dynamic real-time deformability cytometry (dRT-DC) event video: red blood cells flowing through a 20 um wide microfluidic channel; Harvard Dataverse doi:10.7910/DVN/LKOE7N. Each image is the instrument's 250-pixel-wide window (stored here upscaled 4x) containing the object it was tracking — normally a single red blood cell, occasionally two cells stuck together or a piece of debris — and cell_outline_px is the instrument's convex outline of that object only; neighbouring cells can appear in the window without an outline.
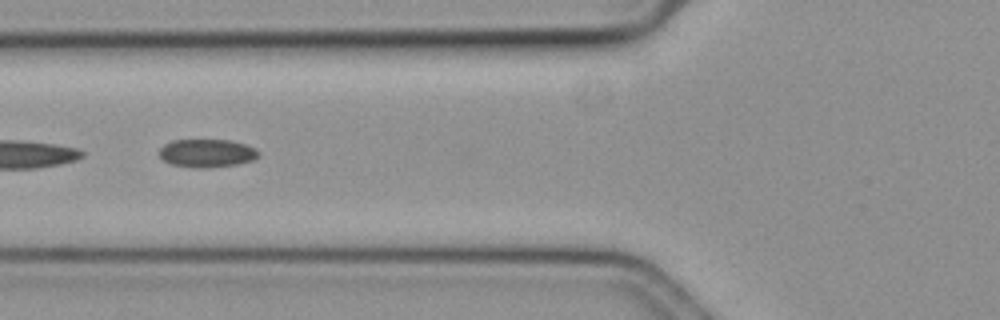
{"species": "common noctule bat (a hibernating species)", "species_latin": "Nyctalus noctula", "temperature_condition": "cold", "stored_images_in_passage": 43, "segment_of_instrument_passage": [2, 2], "camera_frame_rate_fps": 3000, "um_per_image_px": 0.085, "animal": {"sex": "female", "body_mass_g": 19.3, "forearm_length_mm": 54.1}, "frame": {"image": 1, "passage_image": 22, "time_ms": 7.0, "image_size_px": [1000, 320], "cell_outline_px": [[260, 156], [252, 160], [236, 164], [204, 168], [196, 168], [172, 164], [164, 160], [160, 156], [160, 148], [164, 144], [172, 140], [232, 140], [256, 148], [260, 152]], "centroid_in_image_um": [17.61, 13.01], "position_along_channel_um": 108.2, "area_um2": 16.24}}